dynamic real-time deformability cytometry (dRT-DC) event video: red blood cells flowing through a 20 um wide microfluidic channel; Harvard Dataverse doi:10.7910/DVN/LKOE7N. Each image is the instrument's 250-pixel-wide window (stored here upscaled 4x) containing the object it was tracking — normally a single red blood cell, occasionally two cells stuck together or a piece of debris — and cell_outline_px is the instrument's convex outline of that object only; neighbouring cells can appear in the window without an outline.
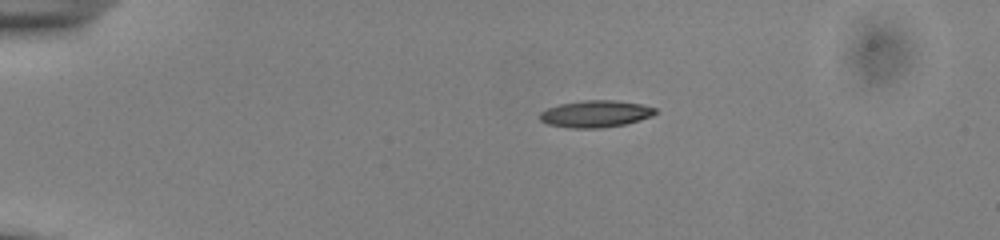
{"species": "common noctule bat (a hibernating species)", "species_latin": "Nyctalus noctula", "temperature_condition": "cold", "stored_images_in_passage": 43, "camera_frame_rate_fps": 3000, "um_per_image_px": 0.085, "animal": {"sex": "male", "body_mass_g": 13.0, "forearm_length_mm": 53.1}, "frame": {"image": 1, "passage_image": 1, "time_ms": 0.0, "image_size_px": [1000, 240], "cell_outline_px": [[660, 112], [652, 116], [640, 120], [624, 124], [600, 128], [568, 128], [548, 124], [540, 120], [540, 112], [548, 108], [560, 104], [584, 100], [616, 100], [640, 104], [656, 108]], "centroid_in_image_um": [50.65, 9.68], "position_along_channel_um": 34.4, "area_um2": 18.15}}
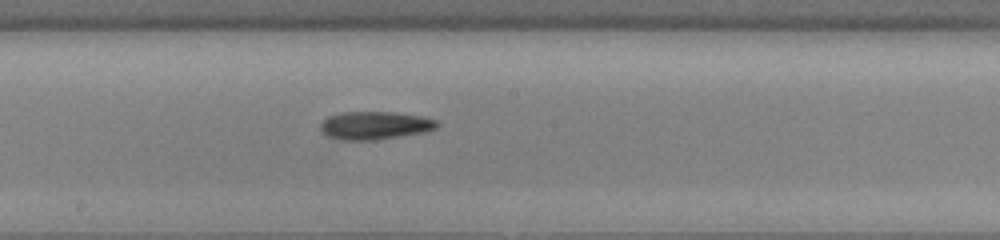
{"frame": {"image": 2, "passage_image": 20, "time_ms": 6.333, "image_size_px": [1000, 240], "cell_outline_px": [[440, 124], [436, 128], [424, 132], [376, 140], [344, 140], [328, 136], [320, 128], [320, 124], [328, 116], [340, 112], [396, 112], [420, 116], [436, 120]], "centroid_in_image_um": [31.87, 10.65], "position_along_channel_um": 216.3, "area_um2": 18.96}}
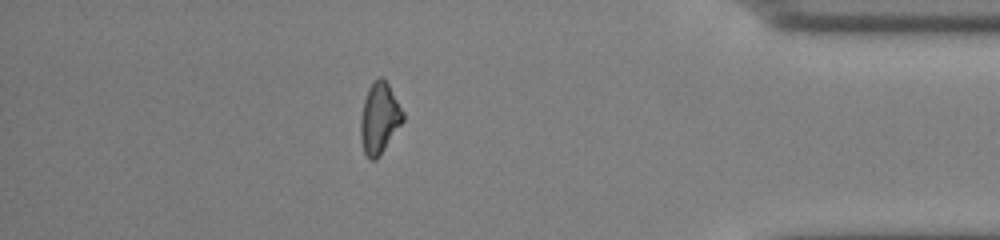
{"frame": {"image": 3, "passage_image": 37, "time_ms": 12.0, "image_size_px": [1000, 240], "cell_outline_px": [[404, 120], [380, 156], [376, 160], [368, 160], [364, 152], [360, 140], [360, 120], [364, 100], [368, 88], [380, 76], [388, 84], [404, 112]], "centroid_in_image_um": [32.24, 10.1], "position_along_channel_um": 403.0, "area_um2": 17.51}, "authors_computed_cell_mechanics": {"area_um2": 17.9758, "velocity_mm_per_s": 3.8619, "shape_relaxation_time_tau1_ms": 2.9626, "shape_relaxation_time_tau2_ms": null, "deformation_change_tau1": 0.1539, "deformation_change_tau2": null}}